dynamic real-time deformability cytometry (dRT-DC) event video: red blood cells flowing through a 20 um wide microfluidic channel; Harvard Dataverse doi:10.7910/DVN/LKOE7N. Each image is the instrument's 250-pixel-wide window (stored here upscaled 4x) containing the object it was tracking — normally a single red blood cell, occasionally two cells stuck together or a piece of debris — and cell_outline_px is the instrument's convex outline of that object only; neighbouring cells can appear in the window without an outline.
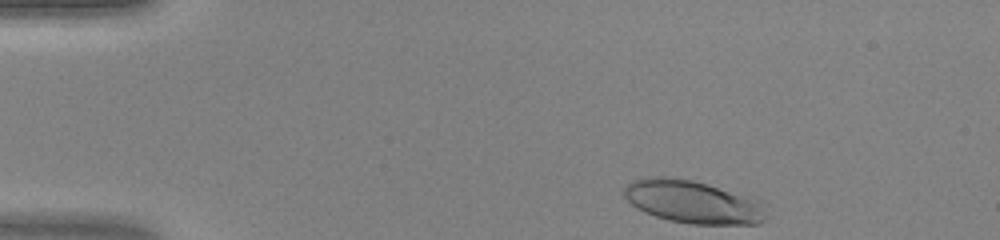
{"species": "human", "species_latin": "Homo sapiens", "temperature_condition": "warm", "stored_images_in_passage": 40, "camera_frame_rate_fps": 3000, "um_per_image_px": 0.085, "donor": {"sex": "female"}, "frame": {"image": 1, "passage_image": 1, "time_ms": 0.0, "image_size_px": [1000, 240], "cell_outline_px": [[768, 220], [760, 224], [692, 224], [668, 220], [644, 212], [636, 208], [624, 196], [624, 188], [632, 180], [644, 176], [668, 176], [692, 180], [708, 184], [756, 200]], "centroid_in_image_um": [58.81, 17.15], "position_along_channel_um": 26.2, "area_um2": 35.2}}
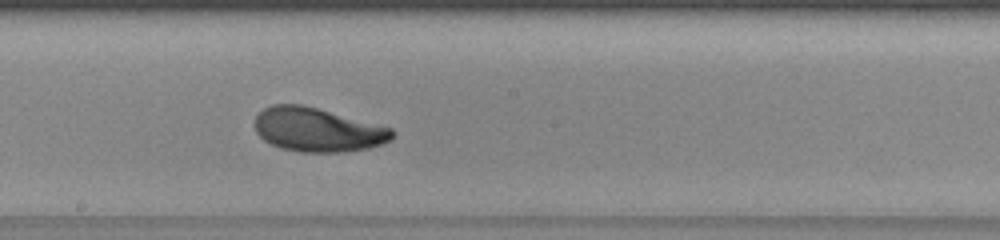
{"frame": {"image": 2, "passage_image": 20, "time_ms": 6.333, "image_size_px": [1000, 240], "cell_outline_px": [[396, 132], [392, 140], [368, 148], [344, 152], [300, 152], [280, 148], [264, 140], [256, 132], [252, 124], [256, 116], [264, 108], [272, 104], [300, 104], [316, 108], [392, 128]], "centroid_in_image_um": [26.97, 11.03], "position_along_channel_um": 221.2, "area_um2": 35.2}}
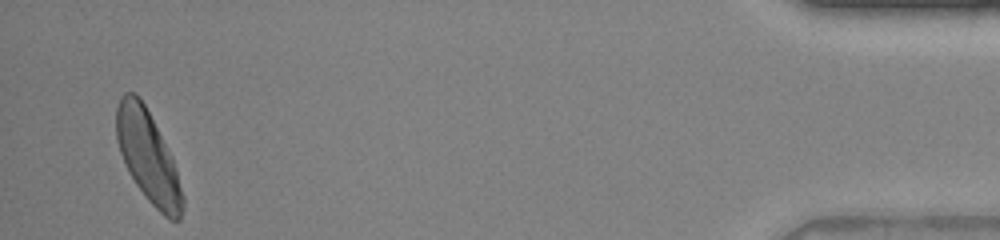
{"frame": {"image": 3, "passage_image": 39, "time_ms": 12.667, "image_size_px": [1000, 240], "cell_outline_px": [[184, 208], [180, 220], [168, 220], [148, 200], [136, 184], [128, 172], [120, 152], [116, 140], [116, 108], [120, 96], [124, 92], [132, 92], [144, 104], [172, 156], [176, 168], [184, 196]], "centroid_in_image_um": [12.59, 13.35], "position_along_channel_um": 422.6, "area_um2": 35.14}}